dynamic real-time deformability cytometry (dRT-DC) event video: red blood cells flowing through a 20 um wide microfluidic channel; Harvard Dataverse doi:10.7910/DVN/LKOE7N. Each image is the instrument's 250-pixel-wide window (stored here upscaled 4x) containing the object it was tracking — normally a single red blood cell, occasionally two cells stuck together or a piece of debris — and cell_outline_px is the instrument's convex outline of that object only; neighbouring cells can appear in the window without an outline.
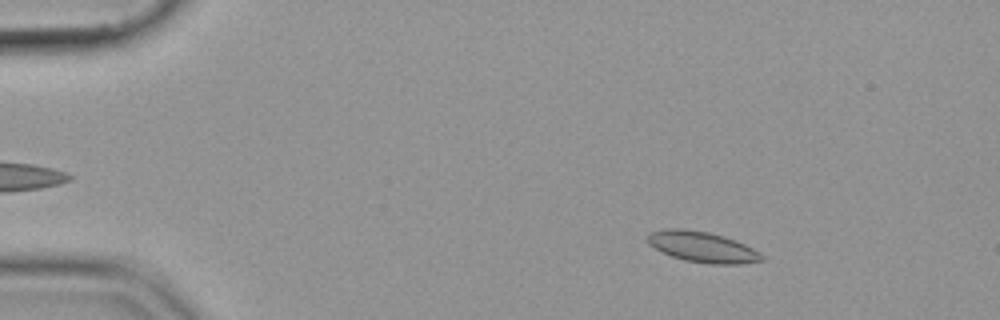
{"species": "common noctule bat (a hibernating species)", "species_latin": "Nyctalus noctula", "temperature_condition": "cold", "stored_images_in_passage": 55, "camera_frame_rate_fps": 3000, "um_per_image_px": 0.085, "animal": {"sex": "female", "body_mass_g": 19.9}, "frame": {"image": 1, "passage_image": 8, "time_ms": 2.333, "image_size_px": [1000, 320], "cell_outline_px": [[764, 260], [740, 264], [708, 264], [684, 260], [660, 252], [648, 244], [644, 236], [648, 232], [664, 228], [684, 228], [708, 232], [724, 236], [736, 240], [760, 252], [764, 256]], "centroid_in_image_um": [59.64, 20.98], "position_along_channel_um": 25.4, "area_um2": 20.87}}
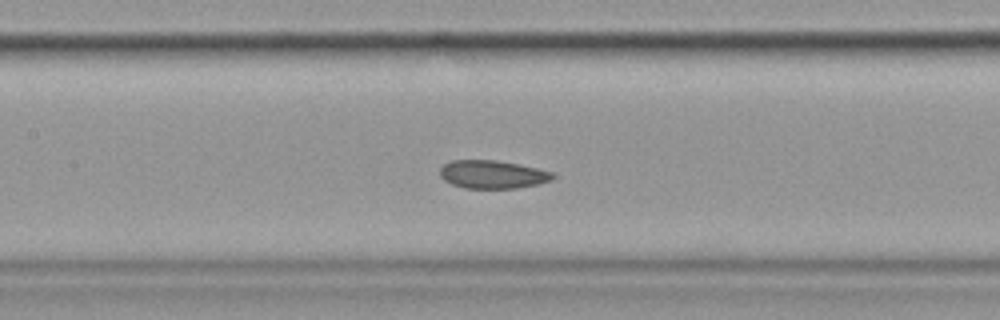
{"frame": {"image": 2, "passage_image": 26, "time_ms": 8.333, "image_size_px": [1000, 320], "cell_outline_px": [[556, 176], [552, 180], [536, 184], [516, 188], [464, 188], [452, 184], [444, 180], [440, 176], [440, 168], [444, 164], [452, 160], [496, 160], [536, 168], [552, 172]], "centroid_in_image_um": [41.84, 14.82], "position_along_channel_um": 165.6, "area_um2": 18.38}}
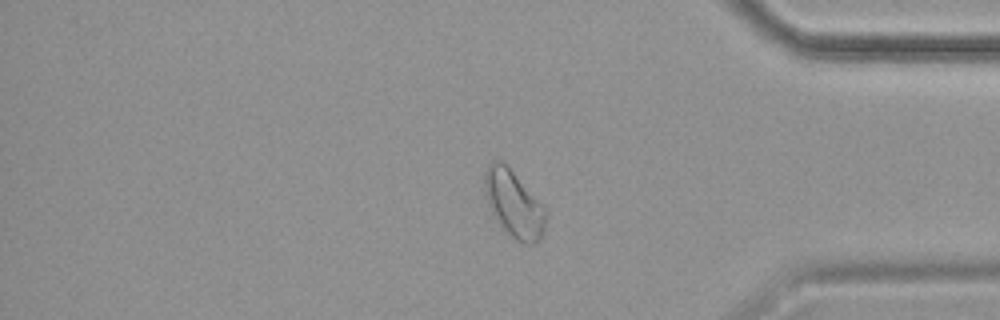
{"frame": {"image": 3, "passage_image": 46, "time_ms": 15.0, "image_size_px": [1000, 320], "cell_outline_px": [[548, 216], [544, 232], [540, 240], [532, 244], [524, 244], [516, 240], [504, 228], [488, 204], [484, 196], [480, 180], [488, 164], [492, 160], [500, 160], [508, 164], [548, 212]], "centroid_in_image_um": [43.65, 17.26], "position_along_channel_um": 391.5, "area_um2": 24.28}}